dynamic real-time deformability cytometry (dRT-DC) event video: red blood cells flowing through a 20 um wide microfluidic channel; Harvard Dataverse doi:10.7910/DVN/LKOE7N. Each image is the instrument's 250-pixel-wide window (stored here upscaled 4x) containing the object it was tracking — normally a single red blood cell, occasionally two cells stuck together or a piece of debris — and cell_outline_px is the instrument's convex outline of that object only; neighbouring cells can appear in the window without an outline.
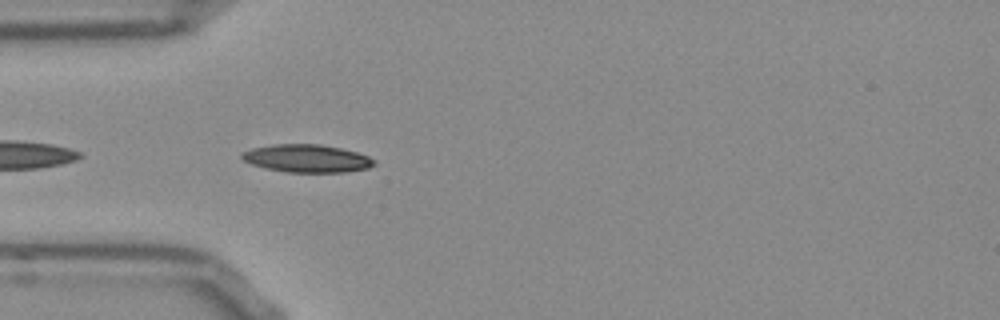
{"species": "Egyptian fruit bat (a non-hibernating species)", "species_latin": "Rousettus aegyptiacus", "temperature_condition": "room temperature", "stored_images_in_passage": 9, "camera_frame_rate_fps": 3000, "um_per_image_px": 0.085, "frame": {"image": 1, "passage_image": 2, "time_ms": 0.333, "image_size_px": [1000, 320], "cell_outline_px": [[376, 164], [368, 168], [344, 172], [288, 172], [268, 168], [252, 164], [244, 160], [240, 156], [244, 152], [252, 148], [272, 144], [320, 144], [340, 148], [356, 152], [368, 156], [376, 160]], "centroid_in_image_um": [26.12, 13.46], "position_along_channel_um": 58.9, "area_um2": 21.27}}
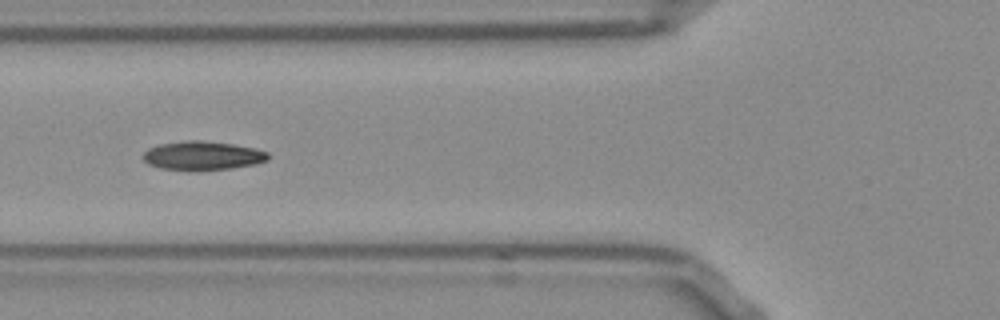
{"frame": {"image": 2, "passage_image": 6, "time_ms": 1.667, "image_size_px": [1000, 320], "cell_outline_px": [[268, 160], [256, 164], [232, 168], [196, 172], [160, 168], [148, 164], [140, 156], [148, 148], [160, 144], [184, 140], [200, 140], [232, 144], [256, 148], [268, 152]], "centroid_in_image_um": [17.19, 13.25], "position_along_channel_um": 108.6, "area_um2": 21.5}}